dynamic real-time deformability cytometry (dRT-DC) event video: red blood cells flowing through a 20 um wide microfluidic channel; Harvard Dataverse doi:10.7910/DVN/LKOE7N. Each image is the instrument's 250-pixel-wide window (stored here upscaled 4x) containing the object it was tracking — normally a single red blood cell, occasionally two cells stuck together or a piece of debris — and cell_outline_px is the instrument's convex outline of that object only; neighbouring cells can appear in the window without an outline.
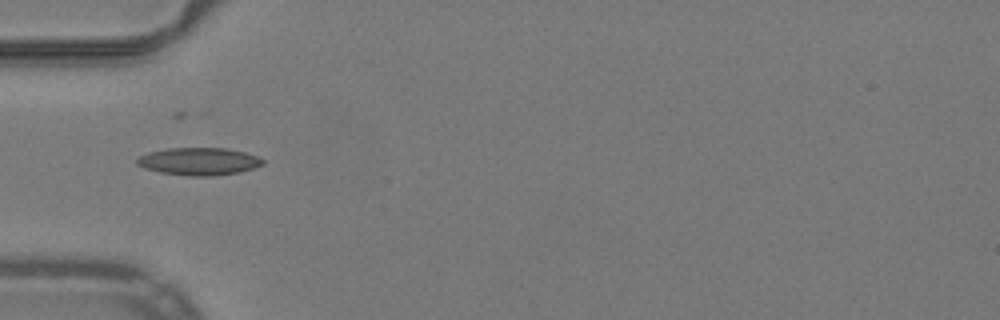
{"species": "common noctule bat (a hibernating species)", "species_latin": "Nyctalus noctula", "temperature_condition": "warm", "stored_images_in_passage": 36, "camera_frame_rate_fps": 3000, "um_per_image_px": 0.085, "animal": {"sex": "male", "body_mass_g": 19.2, "forearm_length_mm": 51.8}, "frame": {"image": 1, "passage_image": 1, "time_ms": 0.0, "image_size_px": [1000, 320], "cell_outline_px": [[264, 164], [240, 172], [212, 176], [192, 176], [160, 172], [144, 168], [136, 164], [136, 160], [140, 156], [148, 152], [168, 148], [228, 148], [244, 152], [256, 156], [264, 160]], "centroid_in_image_um": [16.9, 13.71], "position_along_channel_um": 68.1, "area_um2": 20.11}}
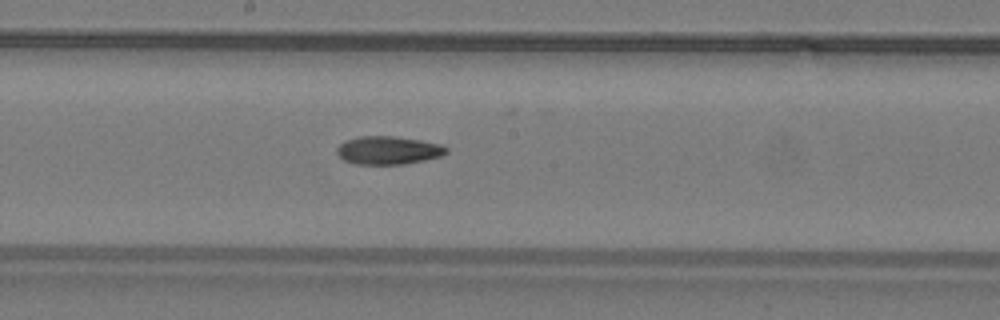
{"frame": {"image": 2, "passage_image": 12, "time_ms": 3.667, "image_size_px": [1000, 320], "cell_outline_px": [[448, 152], [440, 156], [424, 160], [404, 164], [356, 164], [344, 160], [336, 152], [336, 148], [340, 144], [348, 140], [360, 136], [392, 136], [420, 140], [440, 144], [448, 148]], "centroid_in_image_um": [33.0, 12.78], "position_along_channel_um": 215.2, "area_um2": 17.8}}
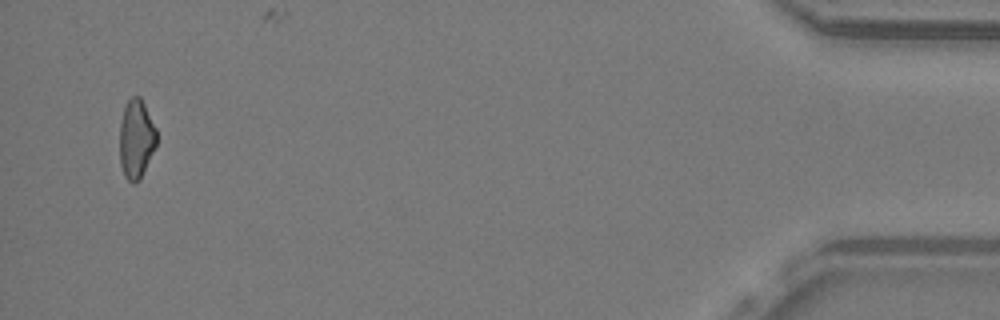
{"frame": {"image": 3, "passage_image": 34, "time_ms": 11.0, "image_size_px": [1000, 320], "cell_outline_px": [[156, 148], [140, 180], [132, 184], [124, 176], [120, 164], [120, 124], [124, 108], [128, 100], [132, 96], [140, 96], [156, 128]], "centroid_in_image_um": [11.58, 11.85], "position_along_channel_um": 423.6, "area_um2": 17.11}, "authors_computed_cell_mechanics": {"area_um2": 17.8313, "velocity_mm_per_s": 3.991, "shape_relaxation_time_tau1_ms": 7.3332, "shape_relaxation_time_tau2_ms": null, "deformation_change_tau1": 0.1696, "deformation_change_tau2": null}}